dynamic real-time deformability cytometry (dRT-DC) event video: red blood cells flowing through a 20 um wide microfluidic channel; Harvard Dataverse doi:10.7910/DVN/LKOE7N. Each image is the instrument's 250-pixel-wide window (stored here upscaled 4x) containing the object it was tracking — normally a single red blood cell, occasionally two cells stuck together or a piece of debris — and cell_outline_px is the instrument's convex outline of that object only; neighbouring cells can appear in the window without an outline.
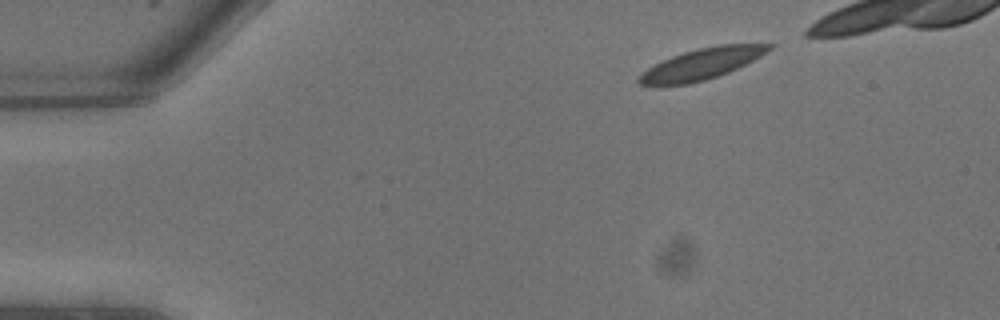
{"species": "common noctule bat (a hibernating species)", "species_latin": "Nyctalus noctula", "temperature_condition": "warm", "stored_images_in_passage": 6, "camera_frame_rate_fps": 3000, "um_per_image_px": 0.085, "animal": {"sex": "male", "body_mass_g": 13.3}, "frame": {"image": 1, "passage_image": 1, "time_ms": 0.0, "image_size_px": [1000, 320], "cell_outline_px": [[776, 44], [772, 48], [760, 56], [728, 72], [704, 80], [688, 84], [640, 84], [636, 80], [648, 68], [672, 56], [684, 52], [700, 48], [720, 44]], "centroid_in_image_um": [59.68, 5.41], "position_along_channel_um": 25.3, "area_um2": 22.72}}
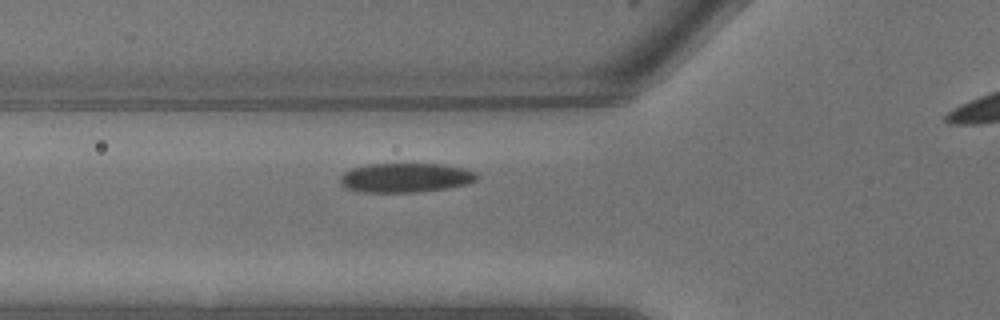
{"frame": {"image": 2, "passage_image": 6, "time_ms": 1.667, "image_size_px": [1000, 320], "cell_outline_px": [[480, 176], [476, 180], [468, 184], [448, 188], [420, 192], [364, 192], [344, 188], [340, 184], [340, 176], [344, 172], [352, 168], [368, 164], [444, 164], [464, 168], [476, 172]], "centroid_in_image_um": [34.49, 15.11], "position_along_channel_um": 91.3, "area_um2": 23.64}}